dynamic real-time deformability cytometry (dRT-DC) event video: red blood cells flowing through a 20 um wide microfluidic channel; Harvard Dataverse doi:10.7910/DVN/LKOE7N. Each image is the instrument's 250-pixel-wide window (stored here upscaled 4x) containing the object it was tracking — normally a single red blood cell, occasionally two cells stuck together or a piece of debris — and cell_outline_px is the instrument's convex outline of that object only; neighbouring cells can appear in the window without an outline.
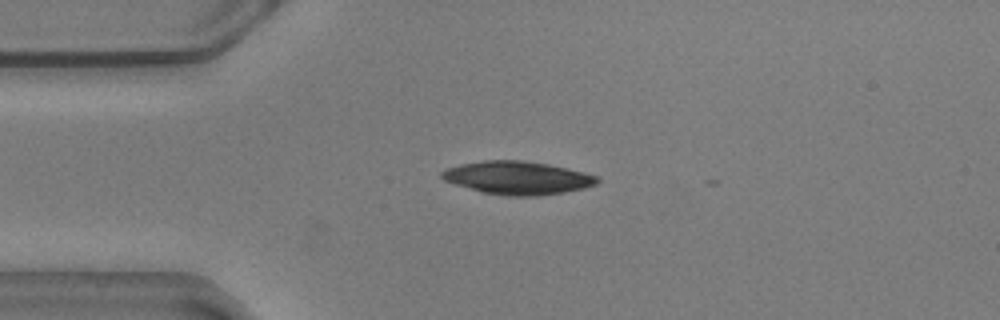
{"species": "common noctule bat (a hibernating species)", "species_latin": "Nyctalus noctula", "temperature_condition": "warm", "stored_images_in_passage": 2, "camera_frame_rate_fps": 3000, "um_per_image_px": 0.085, "animal": {"sex": "male", "body_mass_g": 20.5, "forearm_length_mm": 52.5}, "frame": {"image": 1, "passage_image": 1, "time_ms": 0.0, "image_size_px": [1000, 320], "cell_outline_px": [[600, 180], [596, 184], [584, 188], [564, 192], [536, 196], [504, 196], [484, 192], [456, 184], [444, 180], [440, 176], [440, 172], [448, 168], [460, 164], [484, 160], [524, 160], [548, 164], [568, 168], [584, 172], [596, 176]], "centroid_in_image_um": [44.0, 15.11], "position_along_channel_um": 41.0, "area_um2": 29.88}}